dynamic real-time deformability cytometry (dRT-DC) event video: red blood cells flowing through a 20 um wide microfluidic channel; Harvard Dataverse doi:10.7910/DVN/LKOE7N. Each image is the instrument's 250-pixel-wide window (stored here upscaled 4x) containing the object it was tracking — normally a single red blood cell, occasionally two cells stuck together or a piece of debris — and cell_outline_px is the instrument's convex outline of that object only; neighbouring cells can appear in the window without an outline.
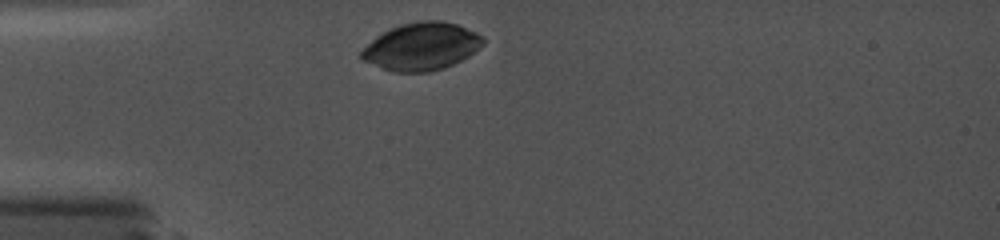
{"species": "common noctule bat (a hibernating species)", "species_latin": "Nyctalus noctula", "temperature_condition": "cold", "stored_images_in_passage": 20, "camera_frame_rate_fps": 5000, "um_per_image_px": 0.085, "animal": {"sex": "female", "body_mass_g": 19.0, "forearm_length_mm": 56.7}, "frame": {"image": 1, "passage_image": 1, "time_ms": 0.0, "image_size_px": [1000, 240], "cell_outline_px": [[484, 44], [468, 56], [444, 68], [428, 72], [392, 72], [360, 60], [360, 52], [376, 36], [400, 24], [420, 20], [440, 20], [456, 24], [476, 32], [484, 36]], "centroid_in_image_um": [35.82, 3.95], "position_along_channel_um": 49.2, "area_um2": 33.7}}